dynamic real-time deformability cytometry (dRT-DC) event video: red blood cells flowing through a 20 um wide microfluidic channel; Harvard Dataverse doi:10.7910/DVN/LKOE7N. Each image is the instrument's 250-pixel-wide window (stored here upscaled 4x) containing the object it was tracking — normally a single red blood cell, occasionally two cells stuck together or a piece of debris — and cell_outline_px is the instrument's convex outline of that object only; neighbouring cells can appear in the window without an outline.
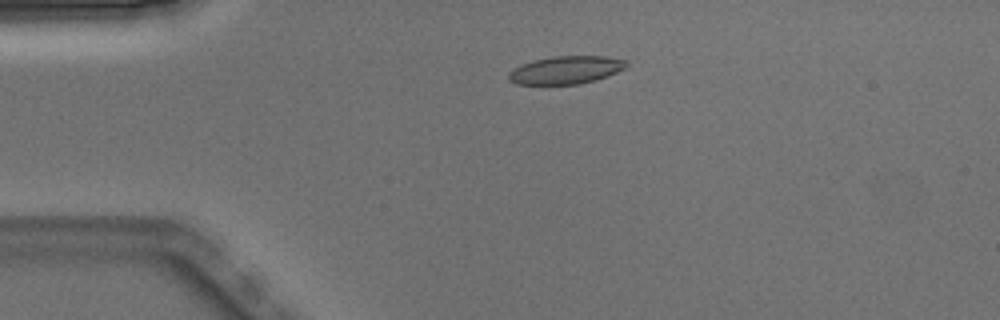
{"species": "Egyptian fruit bat (a non-hibernating species)", "species_latin": "Rousettus aegyptiacus", "temperature_condition": "warm", "stored_images_in_passage": 4, "camera_frame_rate_fps": 3000, "um_per_image_px": 0.085, "animal": {"sex": "male"}, "frame": {"image": 1, "passage_image": 3, "time_ms": 0.667, "image_size_px": [1000, 320], "cell_outline_px": [[628, 64], [624, 68], [608, 76], [596, 80], [580, 84], [516, 84], [508, 80], [508, 76], [516, 68], [532, 60], [552, 56], [608, 56], [624, 60]], "centroid_in_image_um": [48.13, 5.95], "position_along_channel_um": 36.9, "area_um2": 18.96}}